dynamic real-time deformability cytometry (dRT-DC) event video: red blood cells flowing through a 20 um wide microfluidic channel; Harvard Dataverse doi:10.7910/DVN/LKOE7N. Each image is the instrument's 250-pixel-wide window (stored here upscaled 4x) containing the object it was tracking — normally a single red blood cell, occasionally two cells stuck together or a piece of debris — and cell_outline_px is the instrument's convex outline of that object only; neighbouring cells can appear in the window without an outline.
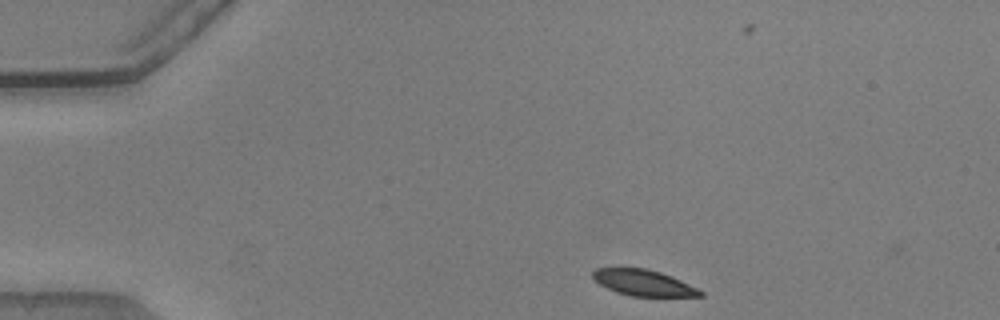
{"species": "common noctule bat (a hibernating species)", "species_latin": "Nyctalus noctula", "temperature_condition": "warm", "stored_images_in_passage": 45, "camera_frame_rate_fps": 3000, "um_per_image_px": 0.085, "animal": {"sex": "male", "body_mass_g": 20.5, "forearm_length_mm": 52.5}, "frame": {"image": 1, "passage_image": 1, "time_ms": 0.0, "image_size_px": [1000, 320], "cell_outline_px": [[704, 296], [632, 296], [616, 292], [600, 284], [592, 276], [592, 272], [596, 268], [648, 268], [672, 276], [704, 292]], "centroid_in_image_um": [54.7, 24.03], "position_along_channel_um": 30.3, "area_um2": 16.13}}
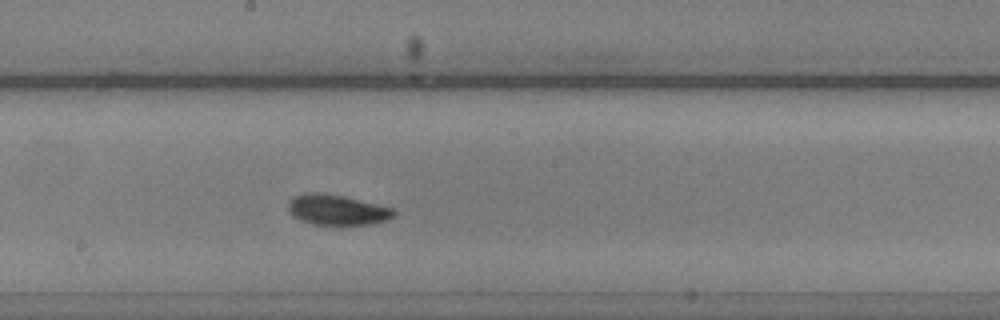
{"frame": {"image": 2, "passage_image": 21, "time_ms": 6.667, "image_size_px": [1000, 320], "cell_outline_px": [[396, 212], [388, 220], [372, 224], [312, 224], [300, 220], [292, 216], [288, 212], [288, 200], [292, 196], [308, 192], [316, 192], [344, 196], [392, 208]], "centroid_in_image_um": [28.58, 17.83], "position_along_channel_um": 219.6, "area_um2": 18.67}}
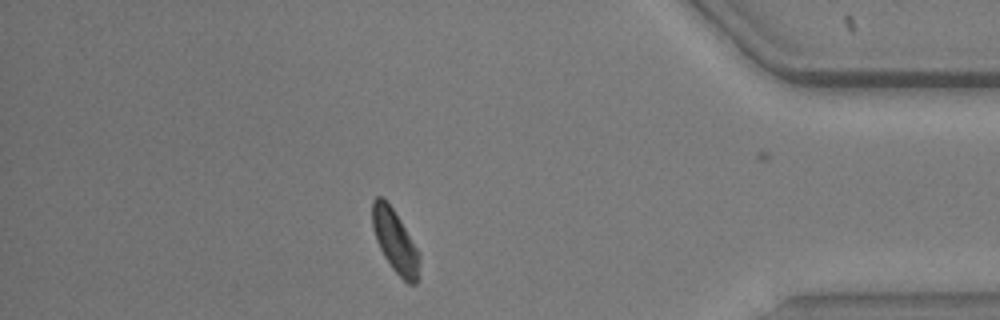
{"frame": {"image": 3, "passage_image": 38, "time_ms": 12.333, "image_size_px": [1000, 320], "cell_outline_px": [[420, 256], [416, 284], [408, 284], [392, 268], [384, 256], [376, 240], [372, 228], [372, 200], [376, 196], [384, 196], [400, 220], [420, 252]], "centroid_in_image_um": [33.56, 20.46], "position_along_channel_um": 401.6, "area_um2": 17.17}, "authors_computed_cell_mechanics": {"area_um2": 18.0336, "velocity_mm_per_s": 3.8082, "shape_relaxation_time_tau1_ms": 2.5773, "shape_relaxation_time_tau2_ms": 5.116, "deformation_change_tau1": 0.0912, "deformation_change_tau2": 0.1039}}